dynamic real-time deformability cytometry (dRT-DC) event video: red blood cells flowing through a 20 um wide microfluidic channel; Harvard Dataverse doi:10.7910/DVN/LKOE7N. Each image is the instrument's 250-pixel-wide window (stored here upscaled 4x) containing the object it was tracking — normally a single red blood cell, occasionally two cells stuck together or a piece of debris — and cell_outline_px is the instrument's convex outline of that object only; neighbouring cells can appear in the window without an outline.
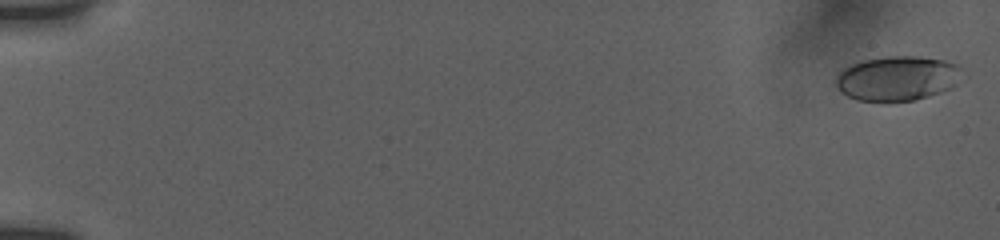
{"species": "human", "species_latin": "Homo sapiens", "temperature_condition": "room temperature", "stored_images_in_passage": 16, "camera_frame_rate_fps": 3000, "um_per_image_px": 0.085, "donor": {"sex": "female"}, "frame": {"image": 1, "passage_image": 1, "time_ms": 0.0, "image_size_px": [1000, 240], "cell_outline_px": [[968, 76], [952, 88], [928, 96], [912, 100], [856, 100], [840, 92], [836, 84], [836, 76], [844, 68], [852, 64], [864, 60], [888, 56], [916, 56], [944, 60], [960, 64]], "centroid_in_image_um": [76.39, 6.64], "position_along_channel_um": 8.6, "area_um2": 33.18}}
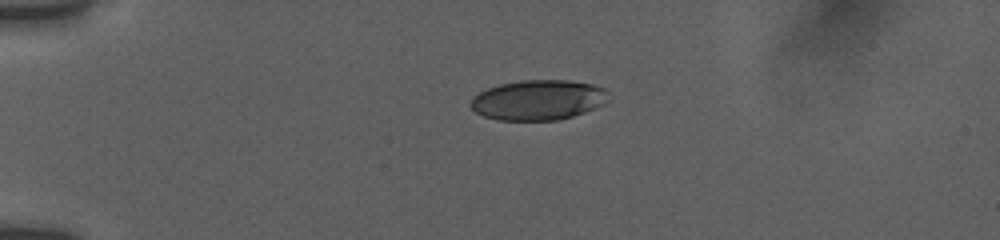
{"frame": {"image": 2, "passage_image": 12, "time_ms": 4.333, "image_size_px": [1000, 240], "cell_outline_px": [[604, 104], [584, 112], [572, 116], [556, 120], [496, 120], [484, 116], [476, 112], [468, 104], [472, 96], [488, 88], [500, 84], [524, 80], [568, 80], [592, 84], [604, 88]], "centroid_in_image_um": [45.67, 8.5], "position_along_channel_um": 39.3, "area_um2": 31.91}}